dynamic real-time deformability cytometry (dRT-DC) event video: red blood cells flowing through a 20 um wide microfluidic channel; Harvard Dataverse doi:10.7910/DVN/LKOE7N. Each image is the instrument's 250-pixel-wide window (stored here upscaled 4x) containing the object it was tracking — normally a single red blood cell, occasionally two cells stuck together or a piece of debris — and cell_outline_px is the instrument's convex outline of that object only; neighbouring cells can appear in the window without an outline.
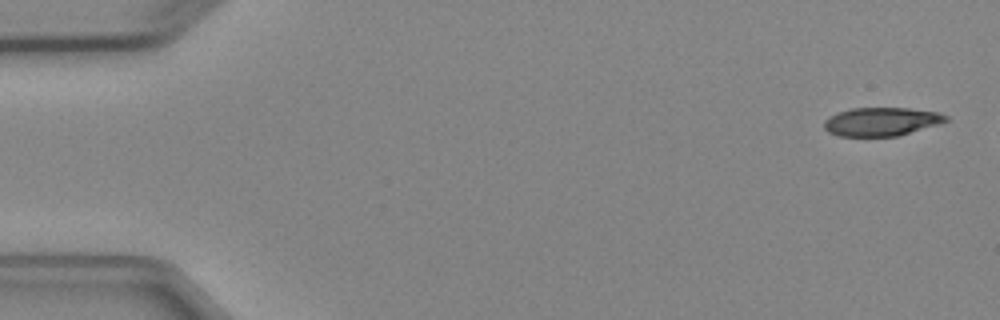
{"species": "Egyptian fruit bat (a non-hibernating species)", "species_latin": "Rousettus aegyptiacus", "temperature_condition": "cold", "stored_images_in_passage": 3, "camera_frame_rate_fps": 3000, "um_per_image_px": 0.085, "animal": {"sex": "female"}, "frame": {"image": 1, "passage_image": 1, "time_ms": 0.0, "image_size_px": [1000, 320], "cell_outline_px": [[948, 120], [940, 124], [896, 136], [840, 136], [828, 132], [824, 128], [824, 120], [828, 116], [836, 112], [848, 108], [908, 108], [940, 112], [948, 116]], "centroid_in_image_um": [74.9, 10.33], "position_along_channel_um": 10.1, "area_um2": 20.4}}